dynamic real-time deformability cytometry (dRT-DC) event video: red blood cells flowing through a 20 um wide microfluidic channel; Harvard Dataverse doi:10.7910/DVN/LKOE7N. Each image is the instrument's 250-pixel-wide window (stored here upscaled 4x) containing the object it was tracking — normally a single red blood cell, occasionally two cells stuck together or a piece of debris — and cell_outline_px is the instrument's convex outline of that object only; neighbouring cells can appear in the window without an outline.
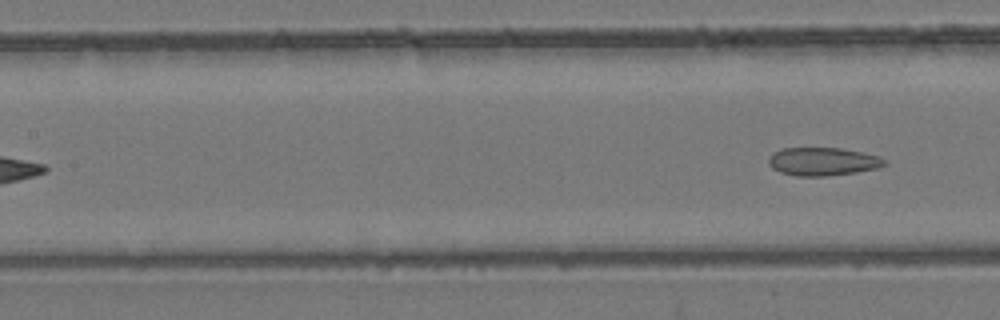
{"species": "common noctule bat (a hibernating species)", "species_latin": "Nyctalus noctula", "temperature_condition": "room temperature", "stored_images_in_passage": 5, "segment_of_instrument_passage": [2, 2], "camera_frame_rate_fps": 3000, "um_per_image_px": 0.085, "animal": {"sex": "female", "body_mass_g": 24.6, "forearm_length_mm": 56.2}, "frame": {"image": 1, "passage_image": 5, "time_ms": 4.667, "image_size_px": [1000, 320], "cell_outline_px": [[888, 164], [876, 168], [856, 172], [824, 176], [796, 176], [780, 172], [772, 168], [768, 164], [768, 160], [772, 152], [784, 148], [844, 148], [864, 152], [880, 156], [888, 160]], "centroid_in_image_um": [69.97, 13.72], "position_along_channel_um": 137.4, "area_um2": 19.25}}